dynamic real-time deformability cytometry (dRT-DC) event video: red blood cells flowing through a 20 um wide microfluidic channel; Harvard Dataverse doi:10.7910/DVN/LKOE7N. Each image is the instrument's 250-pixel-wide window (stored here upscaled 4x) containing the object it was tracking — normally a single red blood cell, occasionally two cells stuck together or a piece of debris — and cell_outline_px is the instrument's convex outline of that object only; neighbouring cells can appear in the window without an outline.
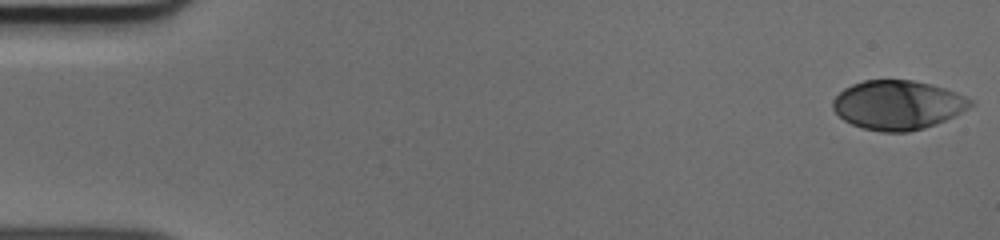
{"species": "human", "species_latin": "Homo sapiens", "temperature_condition": "cold", "stored_images_in_passage": 50, "camera_frame_rate_fps": 3000, "um_per_image_px": 0.085, "donor": {"sex": "male"}, "frame": {"image": 1, "passage_image": 1, "time_ms": 0.0, "image_size_px": [1000, 240], "cell_outline_px": [[976, 104], [936, 124], [924, 128], [908, 132], [880, 132], [864, 128], [852, 124], [844, 120], [832, 108], [832, 100], [844, 88], [852, 84], [864, 80], [912, 80], [944, 88], [956, 92], [972, 100]], "centroid_in_image_um": [76.29, 8.92], "position_along_channel_um": 8.7, "area_um2": 39.25}}
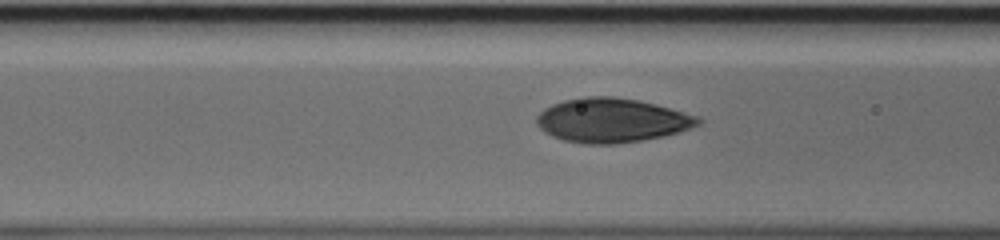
{"frame": {"image": 2, "passage_image": 20, "time_ms": 6.333, "image_size_px": [1000, 240], "cell_outline_px": [[704, 120], [700, 124], [692, 128], [680, 132], [664, 136], [616, 144], [584, 144], [564, 140], [552, 136], [544, 132], [536, 124], [536, 116], [544, 108], [552, 104], [564, 100], [584, 96], [612, 96], [640, 100], [656, 104], [700, 116]], "centroid_in_image_um": [52.02, 10.22], "position_along_channel_um": 114.6, "area_um2": 42.02}}
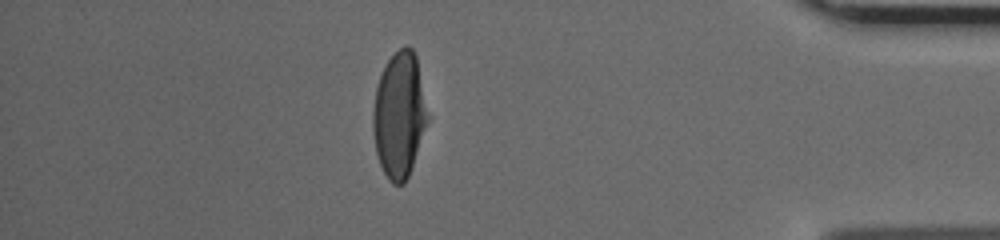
{"frame": {"image": 3, "passage_image": 44, "time_ms": 14.333, "image_size_px": [1000, 240], "cell_outline_px": [[428, 120], [408, 176], [404, 184], [392, 184], [388, 180], [380, 164], [376, 152], [372, 132], [372, 112], [376, 88], [380, 76], [388, 60], [400, 48], [412, 48], [416, 56], [428, 116]], "centroid_in_image_um": [33.91, 9.81], "position_along_channel_um": 401.3, "area_um2": 39.42}}